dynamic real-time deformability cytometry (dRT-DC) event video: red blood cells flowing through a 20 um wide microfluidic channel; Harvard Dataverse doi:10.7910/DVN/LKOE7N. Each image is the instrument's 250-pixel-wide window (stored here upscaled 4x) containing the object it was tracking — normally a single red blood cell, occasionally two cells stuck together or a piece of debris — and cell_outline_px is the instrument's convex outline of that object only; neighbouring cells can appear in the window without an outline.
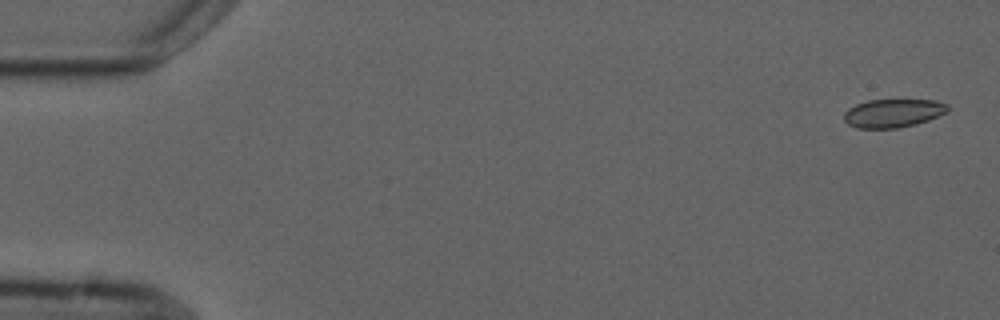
{"species": "common noctule bat (a hibernating species)", "species_latin": "Nyctalus noctula", "temperature_condition": "cold", "stored_images_in_passage": 4, "camera_frame_rate_fps": 3000, "um_per_image_px": 0.085, "animal": {"sex": "male", "forearm_length_mm": 52.5}, "frame": {"image": 1, "passage_image": 1, "time_ms": 0.0, "image_size_px": [1000, 320], "cell_outline_px": [[948, 112], [928, 120], [916, 124], [896, 128], [856, 128], [848, 124], [844, 120], [844, 112], [848, 108], [856, 104], [868, 100], [936, 100], [948, 104]], "centroid_in_image_um": [75.91, 9.61], "position_along_channel_um": 9.1, "area_um2": 17.22}}